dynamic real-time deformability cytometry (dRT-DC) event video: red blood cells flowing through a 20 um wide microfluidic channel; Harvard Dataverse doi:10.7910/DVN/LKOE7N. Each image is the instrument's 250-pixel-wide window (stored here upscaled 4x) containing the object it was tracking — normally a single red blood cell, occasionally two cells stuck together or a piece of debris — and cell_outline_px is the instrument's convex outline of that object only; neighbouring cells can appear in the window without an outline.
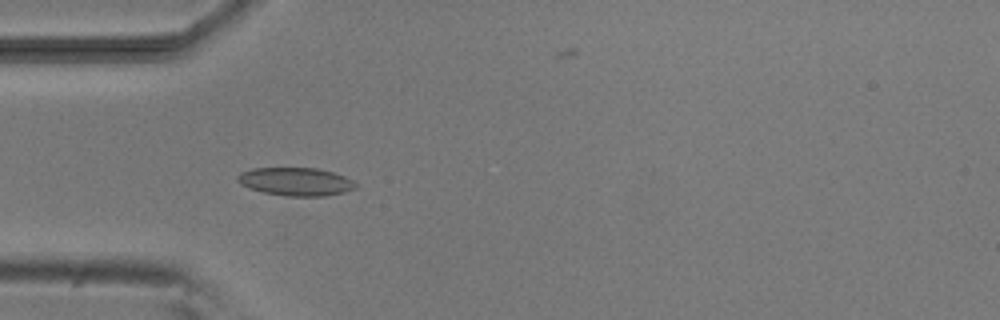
{"species": "common noctule bat (a hibernating species)", "species_latin": "Nyctalus noctula", "temperature_condition": "room temperature", "stored_images_in_passage": 5, "camera_frame_rate_fps": 3000, "um_per_image_px": 0.085, "animal": {"sex": "male", "body_mass_g": 20.5, "forearm_length_mm": 52.5}, "frame": {"image": 1, "passage_image": 5, "time_ms": 4.667, "image_size_px": [1000, 320], "cell_outline_px": [[356, 188], [344, 192], [324, 196], [284, 196], [264, 192], [240, 184], [236, 180], [236, 176], [240, 172], [252, 168], [316, 168], [332, 172], [344, 176], [352, 180], [356, 184]], "centroid_in_image_um": [25.12, 15.43], "position_along_channel_um": 59.9, "area_um2": 19.31}}